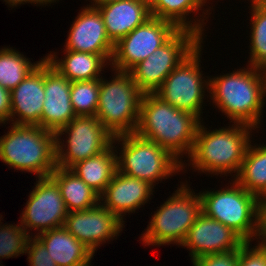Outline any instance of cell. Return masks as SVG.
I'll return each mask as SVG.
<instances>
[{
  "instance_id": "1",
  "label": "cell",
  "mask_w": 266,
  "mask_h": 266,
  "mask_svg": "<svg viewBox=\"0 0 266 266\" xmlns=\"http://www.w3.org/2000/svg\"><path fill=\"white\" fill-rule=\"evenodd\" d=\"M266 70L247 65L233 72L209 77V100L229 123L259 128L266 97Z\"/></svg>"
},
{
  "instance_id": "2",
  "label": "cell",
  "mask_w": 266,
  "mask_h": 266,
  "mask_svg": "<svg viewBox=\"0 0 266 266\" xmlns=\"http://www.w3.org/2000/svg\"><path fill=\"white\" fill-rule=\"evenodd\" d=\"M201 121L197 116L164 102L154 93H145L135 133L156 142L183 164L184 156L188 158L192 153Z\"/></svg>"
},
{
  "instance_id": "3",
  "label": "cell",
  "mask_w": 266,
  "mask_h": 266,
  "mask_svg": "<svg viewBox=\"0 0 266 266\" xmlns=\"http://www.w3.org/2000/svg\"><path fill=\"white\" fill-rule=\"evenodd\" d=\"M253 130L258 129L242 123H232L231 126L229 124L227 127L211 131L207 130L201 121L192 153L188 160H184L188 164L183 163L182 169L185 170L191 165L192 170L200 174L205 173L209 176L220 174L221 177L233 175L232 178H235L241 168L246 150L252 143L250 138Z\"/></svg>"
},
{
  "instance_id": "4",
  "label": "cell",
  "mask_w": 266,
  "mask_h": 266,
  "mask_svg": "<svg viewBox=\"0 0 266 266\" xmlns=\"http://www.w3.org/2000/svg\"><path fill=\"white\" fill-rule=\"evenodd\" d=\"M10 126L0 137V160L36 178L49 177L57 167L56 134L40 126Z\"/></svg>"
},
{
  "instance_id": "5",
  "label": "cell",
  "mask_w": 266,
  "mask_h": 266,
  "mask_svg": "<svg viewBox=\"0 0 266 266\" xmlns=\"http://www.w3.org/2000/svg\"><path fill=\"white\" fill-rule=\"evenodd\" d=\"M180 184L173 195L157 207L159 209L151 216L140 237L144 246L181 245L202 212L200 193L195 194L187 181Z\"/></svg>"
},
{
  "instance_id": "6",
  "label": "cell",
  "mask_w": 266,
  "mask_h": 266,
  "mask_svg": "<svg viewBox=\"0 0 266 266\" xmlns=\"http://www.w3.org/2000/svg\"><path fill=\"white\" fill-rule=\"evenodd\" d=\"M112 143L121 144L118 147L120 153H116L117 170L130 177L145 180L154 187L163 179H169L177 173H186L182 169V163L169 151L136 133L114 136Z\"/></svg>"
},
{
  "instance_id": "7",
  "label": "cell",
  "mask_w": 266,
  "mask_h": 266,
  "mask_svg": "<svg viewBox=\"0 0 266 266\" xmlns=\"http://www.w3.org/2000/svg\"><path fill=\"white\" fill-rule=\"evenodd\" d=\"M111 80L100 78L97 119L114 136L135 133L143 92L130 72L112 69Z\"/></svg>"
},
{
  "instance_id": "8",
  "label": "cell",
  "mask_w": 266,
  "mask_h": 266,
  "mask_svg": "<svg viewBox=\"0 0 266 266\" xmlns=\"http://www.w3.org/2000/svg\"><path fill=\"white\" fill-rule=\"evenodd\" d=\"M219 190L201 191L202 212L232 228L245 241H254L257 232L259 197L234 179ZM230 186V187H229Z\"/></svg>"
},
{
  "instance_id": "9",
  "label": "cell",
  "mask_w": 266,
  "mask_h": 266,
  "mask_svg": "<svg viewBox=\"0 0 266 266\" xmlns=\"http://www.w3.org/2000/svg\"><path fill=\"white\" fill-rule=\"evenodd\" d=\"M202 43L203 41L182 60L154 94L173 107L189 112L203 121L202 105L205 104V93H209V76L203 77L201 69Z\"/></svg>"
},
{
  "instance_id": "10",
  "label": "cell",
  "mask_w": 266,
  "mask_h": 266,
  "mask_svg": "<svg viewBox=\"0 0 266 266\" xmlns=\"http://www.w3.org/2000/svg\"><path fill=\"white\" fill-rule=\"evenodd\" d=\"M55 134L57 167L65 169H70L77 162L98 155L113 141V135L97 117L89 115L76 116ZM64 134L65 141L61 139Z\"/></svg>"
},
{
  "instance_id": "11",
  "label": "cell",
  "mask_w": 266,
  "mask_h": 266,
  "mask_svg": "<svg viewBox=\"0 0 266 266\" xmlns=\"http://www.w3.org/2000/svg\"><path fill=\"white\" fill-rule=\"evenodd\" d=\"M203 39L194 31L179 29L165 44L129 72L136 86L145 93H155L167 76Z\"/></svg>"
},
{
  "instance_id": "12",
  "label": "cell",
  "mask_w": 266,
  "mask_h": 266,
  "mask_svg": "<svg viewBox=\"0 0 266 266\" xmlns=\"http://www.w3.org/2000/svg\"><path fill=\"white\" fill-rule=\"evenodd\" d=\"M178 30L173 23L151 16L114 45L110 68L129 72L165 44Z\"/></svg>"
},
{
  "instance_id": "13",
  "label": "cell",
  "mask_w": 266,
  "mask_h": 266,
  "mask_svg": "<svg viewBox=\"0 0 266 266\" xmlns=\"http://www.w3.org/2000/svg\"><path fill=\"white\" fill-rule=\"evenodd\" d=\"M36 180L19 220L29 235L30 230L37 232L33 236L62 227L68 215L57 183L50 176Z\"/></svg>"
},
{
  "instance_id": "14",
  "label": "cell",
  "mask_w": 266,
  "mask_h": 266,
  "mask_svg": "<svg viewBox=\"0 0 266 266\" xmlns=\"http://www.w3.org/2000/svg\"><path fill=\"white\" fill-rule=\"evenodd\" d=\"M124 224L116 214L99 204L68 212L63 227L95 254L99 246L119 236Z\"/></svg>"
},
{
  "instance_id": "15",
  "label": "cell",
  "mask_w": 266,
  "mask_h": 266,
  "mask_svg": "<svg viewBox=\"0 0 266 266\" xmlns=\"http://www.w3.org/2000/svg\"><path fill=\"white\" fill-rule=\"evenodd\" d=\"M245 242L232 228L201 212L180 246L187 248L192 262L204 255L237 251Z\"/></svg>"
},
{
  "instance_id": "16",
  "label": "cell",
  "mask_w": 266,
  "mask_h": 266,
  "mask_svg": "<svg viewBox=\"0 0 266 266\" xmlns=\"http://www.w3.org/2000/svg\"><path fill=\"white\" fill-rule=\"evenodd\" d=\"M68 33L65 50L102 55L111 63L114 44L108 38L103 17L97 8L82 7Z\"/></svg>"
},
{
  "instance_id": "17",
  "label": "cell",
  "mask_w": 266,
  "mask_h": 266,
  "mask_svg": "<svg viewBox=\"0 0 266 266\" xmlns=\"http://www.w3.org/2000/svg\"><path fill=\"white\" fill-rule=\"evenodd\" d=\"M44 103L40 127L56 133L76 117L70 90L71 82L44 57Z\"/></svg>"
},
{
  "instance_id": "18",
  "label": "cell",
  "mask_w": 266,
  "mask_h": 266,
  "mask_svg": "<svg viewBox=\"0 0 266 266\" xmlns=\"http://www.w3.org/2000/svg\"><path fill=\"white\" fill-rule=\"evenodd\" d=\"M155 187L149 182L130 177L118 170L100 195V204L123 222L125 215L135 213L150 200Z\"/></svg>"
},
{
  "instance_id": "19",
  "label": "cell",
  "mask_w": 266,
  "mask_h": 266,
  "mask_svg": "<svg viewBox=\"0 0 266 266\" xmlns=\"http://www.w3.org/2000/svg\"><path fill=\"white\" fill-rule=\"evenodd\" d=\"M10 122L40 126L44 103V59L11 92Z\"/></svg>"
},
{
  "instance_id": "20",
  "label": "cell",
  "mask_w": 266,
  "mask_h": 266,
  "mask_svg": "<svg viewBox=\"0 0 266 266\" xmlns=\"http://www.w3.org/2000/svg\"><path fill=\"white\" fill-rule=\"evenodd\" d=\"M96 8L114 45L151 17L148 0H118Z\"/></svg>"
},
{
  "instance_id": "21",
  "label": "cell",
  "mask_w": 266,
  "mask_h": 266,
  "mask_svg": "<svg viewBox=\"0 0 266 266\" xmlns=\"http://www.w3.org/2000/svg\"><path fill=\"white\" fill-rule=\"evenodd\" d=\"M206 0H148L151 16L162 20H167L173 23L178 29H186L194 31L202 39L204 38V26H206L207 18L209 17L210 9H205ZM203 11L197 19H190L191 13ZM194 11V12H193ZM209 11V12H208ZM208 17H206V15ZM189 16V17H188ZM200 17V18H199ZM205 18V19H204ZM190 19V20H189Z\"/></svg>"
},
{
  "instance_id": "22",
  "label": "cell",
  "mask_w": 266,
  "mask_h": 266,
  "mask_svg": "<svg viewBox=\"0 0 266 266\" xmlns=\"http://www.w3.org/2000/svg\"><path fill=\"white\" fill-rule=\"evenodd\" d=\"M57 266H90L94 253L63 226L36 235Z\"/></svg>"
},
{
  "instance_id": "23",
  "label": "cell",
  "mask_w": 266,
  "mask_h": 266,
  "mask_svg": "<svg viewBox=\"0 0 266 266\" xmlns=\"http://www.w3.org/2000/svg\"><path fill=\"white\" fill-rule=\"evenodd\" d=\"M63 59H58L56 52L44 56L70 82L99 79L110 63L102 56L89 52H77L64 49ZM106 66V67H105Z\"/></svg>"
},
{
  "instance_id": "24",
  "label": "cell",
  "mask_w": 266,
  "mask_h": 266,
  "mask_svg": "<svg viewBox=\"0 0 266 266\" xmlns=\"http://www.w3.org/2000/svg\"><path fill=\"white\" fill-rule=\"evenodd\" d=\"M117 147L112 143L98 155L77 162L70 170L101 195L117 171Z\"/></svg>"
},
{
  "instance_id": "25",
  "label": "cell",
  "mask_w": 266,
  "mask_h": 266,
  "mask_svg": "<svg viewBox=\"0 0 266 266\" xmlns=\"http://www.w3.org/2000/svg\"><path fill=\"white\" fill-rule=\"evenodd\" d=\"M50 177L59 186L68 212L86 210L100 204V195L70 169L56 167Z\"/></svg>"
},
{
  "instance_id": "26",
  "label": "cell",
  "mask_w": 266,
  "mask_h": 266,
  "mask_svg": "<svg viewBox=\"0 0 266 266\" xmlns=\"http://www.w3.org/2000/svg\"><path fill=\"white\" fill-rule=\"evenodd\" d=\"M234 180L259 198L266 196V144H249Z\"/></svg>"
},
{
  "instance_id": "27",
  "label": "cell",
  "mask_w": 266,
  "mask_h": 266,
  "mask_svg": "<svg viewBox=\"0 0 266 266\" xmlns=\"http://www.w3.org/2000/svg\"><path fill=\"white\" fill-rule=\"evenodd\" d=\"M41 60L31 63L30 58H26L19 51L5 46L0 49V86L10 92L16 88L27 75L35 69Z\"/></svg>"
},
{
  "instance_id": "28",
  "label": "cell",
  "mask_w": 266,
  "mask_h": 266,
  "mask_svg": "<svg viewBox=\"0 0 266 266\" xmlns=\"http://www.w3.org/2000/svg\"><path fill=\"white\" fill-rule=\"evenodd\" d=\"M250 45L248 65L266 70V4L250 5Z\"/></svg>"
},
{
  "instance_id": "29",
  "label": "cell",
  "mask_w": 266,
  "mask_h": 266,
  "mask_svg": "<svg viewBox=\"0 0 266 266\" xmlns=\"http://www.w3.org/2000/svg\"><path fill=\"white\" fill-rule=\"evenodd\" d=\"M99 90L100 78L71 82L70 98L76 116H96Z\"/></svg>"
},
{
  "instance_id": "30",
  "label": "cell",
  "mask_w": 266,
  "mask_h": 266,
  "mask_svg": "<svg viewBox=\"0 0 266 266\" xmlns=\"http://www.w3.org/2000/svg\"><path fill=\"white\" fill-rule=\"evenodd\" d=\"M2 216L0 217V219ZM29 235L25 228L20 224H2L0 220V259H7L26 254ZM0 261V266H3Z\"/></svg>"
},
{
  "instance_id": "31",
  "label": "cell",
  "mask_w": 266,
  "mask_h": 266,
  "mask_svg": "<svg viewBox=\"0 0 266 266\" xmlns=\"http://www.w3.org/2000/svg\"><path fill=\"white\" fill-rule=\"evenodd\" d=\"M256 245V246H255ZM246 241L239 249L238 266H266V246Z\"/></svg>"
},
{
  "instance_id": "32",
  "label": "cell",
  "mask_w": 266,
  "mask_h": 266,
  "mask_svg": "<svg viewBox=\"0 0 266 266\" xmlns=\"http://www.w3.org/2000/svg\"><path fill=\"white\" fill-rule=\"evenodd\" d=\"M26 254L29 266H57L44 244L36 236L29 238Z\"/></svg>"
},
{
  "instance_id": "33",
  "label": "cell",
  "mask_w": 266,
  "mask_h": 266,
  "mask_svg": "<svg viewBox=\"0 0 266 266\" xmlns=\"http://www.w3.org/2000/svg\"><path fill=\"white\" fill-rule=\"evenodd\" d=\"M239 250L209 254L192 261L193 266H238Z\"/></svg>"
},
{
  "instance_id": "34",
  "label": "cell",
  "mask_w": 266,
  "mask_h": 266,
  "mask_svg": "<svg viewBox=\"0 0 266 266\" xmlns=\"http://www.w3.org/2000/svg\"><path fill=\"white\" fill-rule=\"evenodd\" d=\"M254 240L259 245L266 246V196L259 198L257 232Z\"/></svg>"
},
{
  "instance_id": "35",
  "label": "cell",
  "mask_w": 266,
  "mask_h": 266,
  "mask_svg": "<svg viewBox=\"0 0 266 266\" xmlns=\"http://www.w3.org/2000/svg\"><path fill=\"white\" fill-rule=\"evenodd\" d=\"M11 116V93L0 86V125L10 123Z\"/></svg>"
},
{
  "instance_id": "36",
  "label": "cell",
  "mask_w": 266,
  "mask_h": 266,
  "mask_svg": "<svg viewBox=\"0 0 266 266\" xmlns=\"http://www.w3.org/2000/svg\"><path fill=\"white\" fill-rule=\"evenodd\" d=\"M5 2H6V4H8V6H10V7H12V8H14V7H16L17 5L19 6V5H21V4H24V3H31V4H36V6H43L44 7V5H45V7H46V5L48 6V4H49V6H51L50 4L51 3H55L53 0H4Z\"/></svg>"
},
{
  "instance_id": "37",
  "label": "cell",
  "mask_w": 266,
  "mask_h": 266,
  "mask_svg": "<svg viewBox=\"0 0 266 266\" xmlns=\"http://www.w3.org/2000/svg\"><path fill=\"white\" fill-rule=\"evenodd\" d=\"M91 2V5L89 4H86L87 6H91V7H97V6H100V5H104V4H107V3H110V2H115V1H118V0H90ZM93 1V2H92Z\"/></svg>"
},
{
  "instance_id": "38",
  "label": "cell",
  "mask_w": 266,
  "mask_h": 266,
  "mask_svg": "<svg viewBox=\"0 0 266 266\" xmlns=\"http://www.w3.org/2000/svg\"><path fill=\"white\" fill-rule=\"evenodd\" d=\"M252 4H266V0H250Z\"/></svg>"
}]
</instances>
